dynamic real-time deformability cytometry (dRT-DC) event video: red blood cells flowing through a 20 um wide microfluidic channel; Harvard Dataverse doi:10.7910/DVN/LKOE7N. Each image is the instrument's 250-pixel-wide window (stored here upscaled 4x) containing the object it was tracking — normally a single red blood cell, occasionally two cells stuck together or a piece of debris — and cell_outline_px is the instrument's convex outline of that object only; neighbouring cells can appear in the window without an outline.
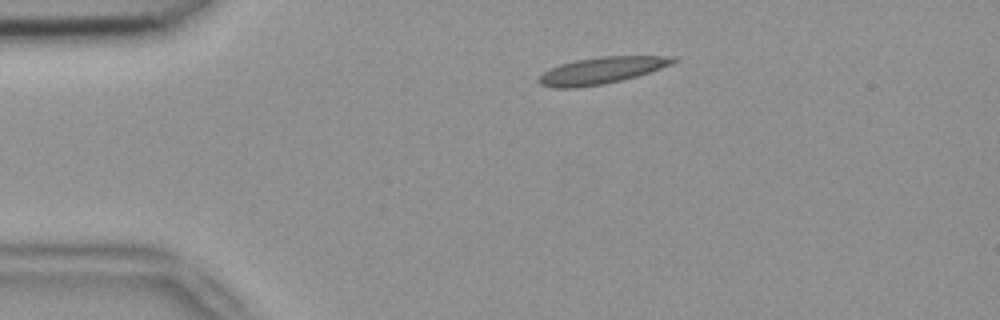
{"species": "common noctule bat (a hibernating species)", "species_latin": "Nyctalus noctula", "temperature_condition": "room temperature", "stored_images_in_passage": 7, "camera_frame_rate_fps": 3000, "um_per_image_px": 0.085, "animal": {"sex": "female", "body_mass_g": 18.4}, "frame": {"image": 1, "passage_image": 2, "time_ms": 0.333, "image_size_px": [1000, 320], "cell_outline_px": [[680, 60], [672, 64], [636, 76], [604, 84], [576, 88], [552, 88], [540, 84], [536, 80], [544, 72], [560, 64], [576, 60], [600, 56], [676, 56]], "centroid_in_image_um": [51.13, 5.99], "position_along_channel_um": 33.9, "area_um2": 20.87}}
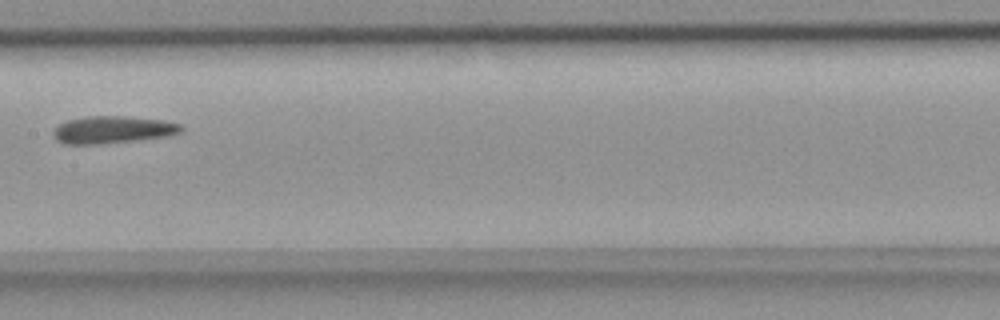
{"frame": {"image": 2, "passage_image": 6, "time_ms": 1.667, "image_size_px": [1000, 320], "cell_outline_px": [[184, 132], [168, 136], [136, 140], [100, 144], [64, 144], [56, 140], [52, 136], [52, 132], [60, 124], [68, 120], [88, 116], [124, 116], [164, 120], [180, 124], [184, 128]], "centroid_in_image_um": [9.6, 11.03], "position_along_channel_um": 197.8, "area_um2": 20.46}}
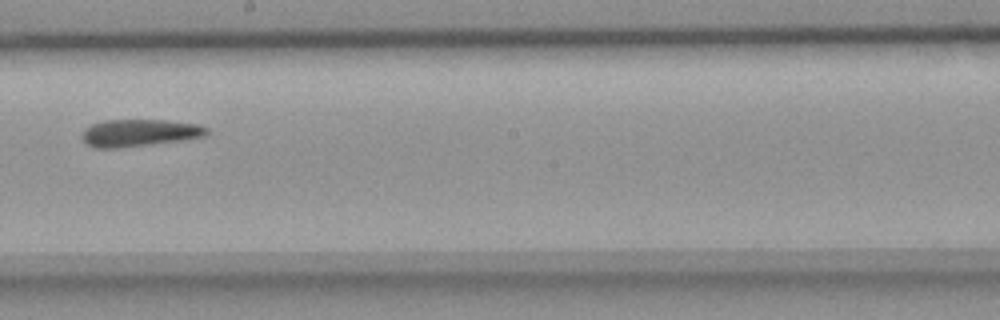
{"frame": {"image": 3, "passage_image": 7, "time_ms": 2.0, "image_size_px": [1000, 320], "cell_outline_px": [[208, 132], [204, 136], [180, 140], [120, 148], [92, 148], [84, 144], [80, 136], [84, 128], [92, 124], [104, 120], [164, 120], [196, 124], [208, 128]], "centroid_in_image_um": [11.74, 11.3], "position_along_channel_um": 236.5, "area_um2": 19.83}}